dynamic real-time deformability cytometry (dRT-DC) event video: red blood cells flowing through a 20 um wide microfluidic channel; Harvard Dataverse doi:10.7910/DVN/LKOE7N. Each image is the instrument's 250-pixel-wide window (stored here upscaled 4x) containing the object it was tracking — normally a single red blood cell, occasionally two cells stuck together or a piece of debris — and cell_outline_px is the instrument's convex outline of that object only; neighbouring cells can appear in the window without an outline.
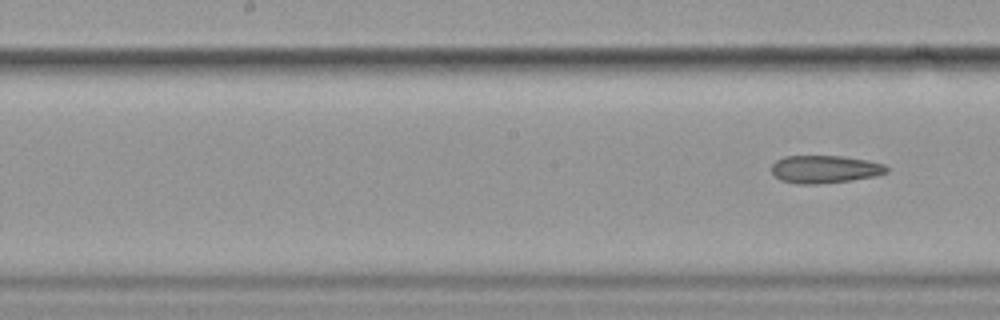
{"species": "common noctule bat (a hibernating species)", "species_latin": "Nyctalus noctula", "temperature_condition": "cold", "stored_images_in_passage": 16, "segment_of_instrument_passage": [2, 2], "camera_frame_rate_fps": 3000, "um_per_image_px": 0.085, "animal": {"sex": "female", "body_mass_g": 19.9}, "frame": {"image": 1, "passage_image": 16, "time_ms": 5.0, "image_size_px": [1000, 320], "cell_outline_px": [[888, 172], [876, 176], [848, 180], [816, 184], [796, 184], [780, 180], [772, 172], [772, 164], [776, 160], [784, 156], [844, 156], [868, 160], [884, 164], [888, 168]], "centroid_in_image_um": [70.11, 14.38], "position_along_channel_um": 178.1, "area_um2": 18.61}}